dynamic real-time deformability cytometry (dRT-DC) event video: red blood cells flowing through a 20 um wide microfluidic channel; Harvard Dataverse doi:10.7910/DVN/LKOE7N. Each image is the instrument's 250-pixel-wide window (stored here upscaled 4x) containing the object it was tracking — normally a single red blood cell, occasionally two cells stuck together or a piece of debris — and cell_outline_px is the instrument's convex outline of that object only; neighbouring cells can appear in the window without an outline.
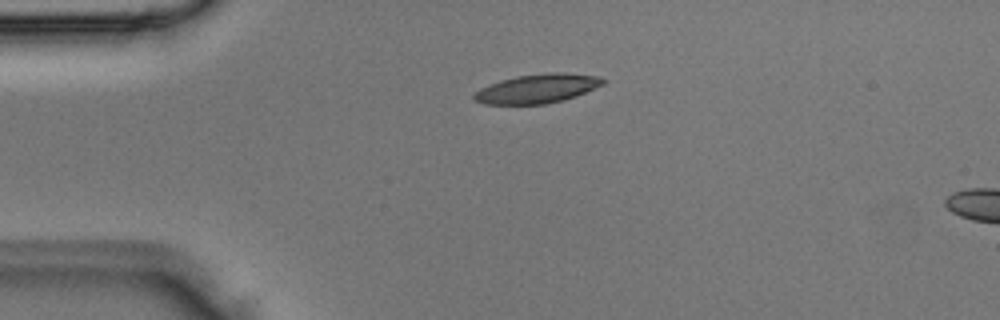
{"species": "Egyptian fruit bat (a non-hibernating species)", "species_latin": "Rousettus aegyptiacus", "temperature_condition": "room temperature", "stored_images_in_passage": 2, "camera_frame_rate_fps": 3000, "um_per_image_px": 0.085, "animal": {"sex": "male"}, "frame": {"image": 1, "passage_image": 1, "time_ms": 0.0, "image_size_px": [1000, 320], "cell_outline_px": [[608, 80], [604, 84], [576, 96], [564, 100], [544, 104], [484, 104], [472, 100], [472, 96], [480, 88], [488, 84], [500, 80], [516, 76], [548, 72], [564, 72], [600, 76]], "centroid_in_image_um": [45.68, 7.52], "position_along_channel_um": 39.3, "area_um2": 22.14}}